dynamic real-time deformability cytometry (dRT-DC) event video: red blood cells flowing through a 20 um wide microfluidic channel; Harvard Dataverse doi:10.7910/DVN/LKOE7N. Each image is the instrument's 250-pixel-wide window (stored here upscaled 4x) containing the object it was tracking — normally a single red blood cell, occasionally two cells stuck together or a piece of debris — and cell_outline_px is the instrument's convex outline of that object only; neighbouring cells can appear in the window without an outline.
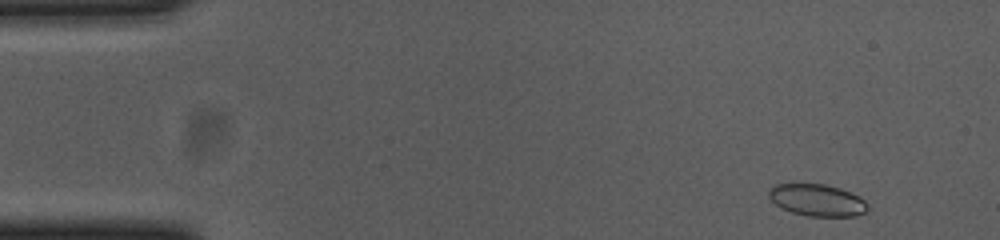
{"species": "common noctule bat (a hibernating species)", "species_latin": "Nyctalus noctula", "temperature_condition": "cold", "stored_images_in_passage": 52, "camera_frame_rate_fps": 3000, "um_per_image_px": 0.085, "animal": {"sex": "female", "body_mass_g": 23.0, "forearm_length_mm": 53.4}, "frame": {"image": 1, "passage_image": 2, "time_ms": 0.333, "image_size_px": [1000, 240], "cell_outline_px": [[868, 212], [856, 216], [808, 216], [792, 212], [780, 208], [768, 196], [768, 188], [776, 184], [824, 184], [840, 188], [864, 200], [868, 204]], "centroid_in_image_um": [69.45, 17.02], "position_along_channel_um": 15.6, "area_um2": 18.38}}
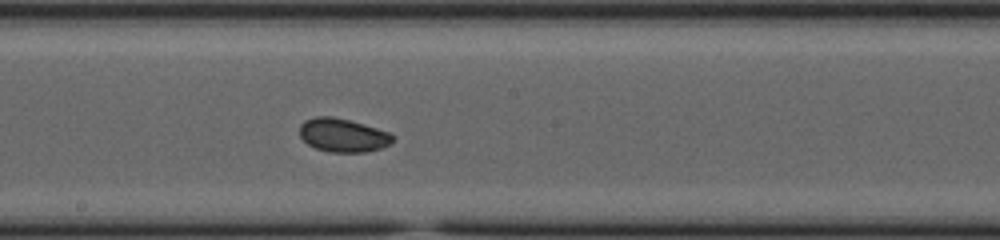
{"frame": {"image": 2, "passage_image": 27, "time_ms": 8.667, "image_size_px": [1000, 240], "cell_outline_px": [[392, 140], [388, 144], [380, 148], [364, 152], [328, 152], [316, 148], [308, 144], [300, 136], [300, 124], [304, 120], [316, 116], [332, 116], [364, 124], [388, 132], [392, 136]], "centroid_in_image_um": [29.09, 11.48], "position_along_channel_um": 219.1, "area_um2": 17.98}}
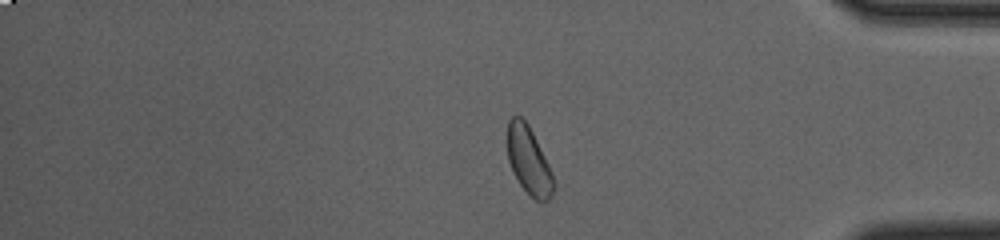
{"frame": {"image": 3, "passage_image": 43, "time_ms": 14.0, "image_size_px": [1000, 240], "cell_outline_px": [[556, 188], [548, 200], [536, 200], [520, 184], [512, 172], [508, 160], [508, 120], [512, 116], [520, 116], [528, 124], [552, 172], [556, 184]], "centroid_in_image_um": [44.95, 13.66], "position_along_channel_um": 390.2, "area_um2": 17.98}, "authors_computed_cell_mechanics": {"area_um2": 18.4671, "velocity_mm_per_s": 3.6781, "shape_relaxation_time_tau1_ms": 5.4433, "shape_relaxation_time_tau2_ms": null, "deformation_change_tau1": 0.108, "deformation_change_tau2": null}}